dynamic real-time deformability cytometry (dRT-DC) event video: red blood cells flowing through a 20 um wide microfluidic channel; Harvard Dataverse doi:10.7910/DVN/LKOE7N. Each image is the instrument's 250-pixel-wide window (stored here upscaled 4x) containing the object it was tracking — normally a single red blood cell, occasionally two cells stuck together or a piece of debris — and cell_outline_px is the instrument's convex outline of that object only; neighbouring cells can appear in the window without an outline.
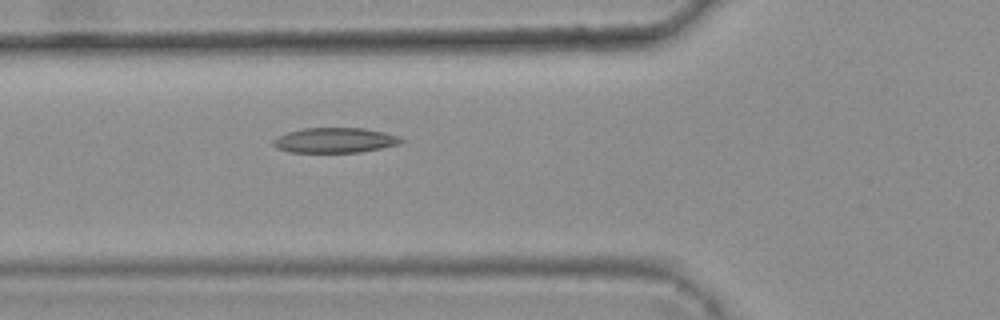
{"species": "common noctule bat (a hibernating species)", "species_latin": "Nyctalus noctula", "temperature_condition": "warm", "stored_images_in_passage": 5, "camera_frame_rate_fps": 3000, "um_per_image_px": 0.085, "animal": {"sex": "female", "body_mass_g": 25.1}, "frame": {"image": 1, "passage_image": 5, "time_ms": 1.333, "image_size_px": [1000, 320], "cell_outline_px": [[404, 140], [400, 144], [360, 152], [288, 152], [276, 148], [272, 144], [272, 140], [288, 132], [304, 128], [364, 128], [384, 132], [400, 136]], "centroid_in_image_um": [28.47, 11.92], "position_along_channel_um": 97.3, "area_um2": 18.67}}